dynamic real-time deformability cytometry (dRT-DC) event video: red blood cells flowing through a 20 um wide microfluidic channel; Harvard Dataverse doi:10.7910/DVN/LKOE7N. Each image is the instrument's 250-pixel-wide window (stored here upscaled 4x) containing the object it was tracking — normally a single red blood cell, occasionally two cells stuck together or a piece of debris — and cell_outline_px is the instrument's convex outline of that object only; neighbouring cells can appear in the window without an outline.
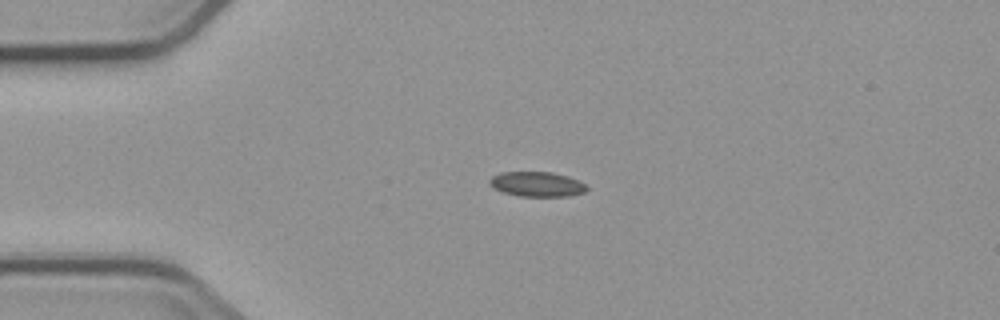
{"species": "common noctule bat (a hibernating species)", "species_latin": "Nyctalus noctula", "temperature_condition": "cold", "stored_images_in_passage": 3, "camera_frame_rate_fps": 3000, "um_per_image_px": 0.085, "animal": {"sex": "male", "body_mass_g": 23.1, "forearm_length_mm": 52.7}, "frame": {"image": 1, "passage_image": 1, "time_ms": 0.0, "image_size_px": [1000, 320], "cell_outline_px": [[588, 188], [584, 192], [568, 196], [520, 196], [504, 192], [492, 188], [488, 180], [492, 176], [500, 172], [552, 172], [568, 176], [580, 180]], "centroid_in_image_um": [45.63, 15.64], "position_along_channel_um": 39.4, "area_um2": 14.1}}
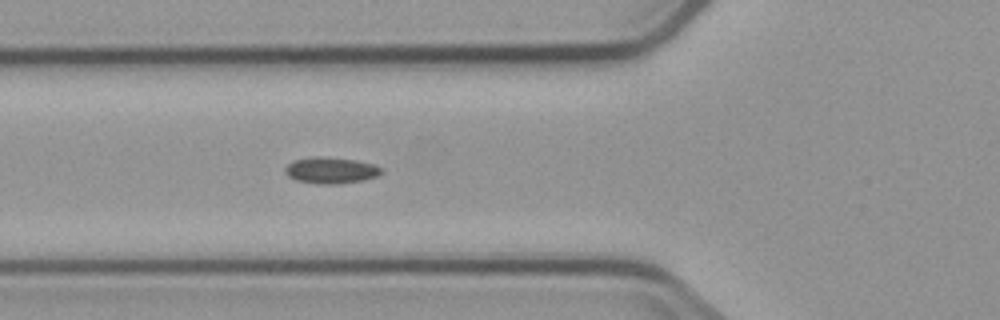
{"frame": {"image": 2, "passage_image": 3, "time_ms": 2.333, "image_size_px": [1000, 320], "cell_outline_px": [[384, 172], [376, 176], [364, 180], [340, 184], [316, 184], [296, 180], [288, 176], [284, 172], [284, 168], [288, 164], [296, 160], [356, 160], [372, 164], [384, 168]], "centroid_in_image_um": [28.19, 14.56], "position_along_channel_um": 97.6, "area_um2": 13.93}}